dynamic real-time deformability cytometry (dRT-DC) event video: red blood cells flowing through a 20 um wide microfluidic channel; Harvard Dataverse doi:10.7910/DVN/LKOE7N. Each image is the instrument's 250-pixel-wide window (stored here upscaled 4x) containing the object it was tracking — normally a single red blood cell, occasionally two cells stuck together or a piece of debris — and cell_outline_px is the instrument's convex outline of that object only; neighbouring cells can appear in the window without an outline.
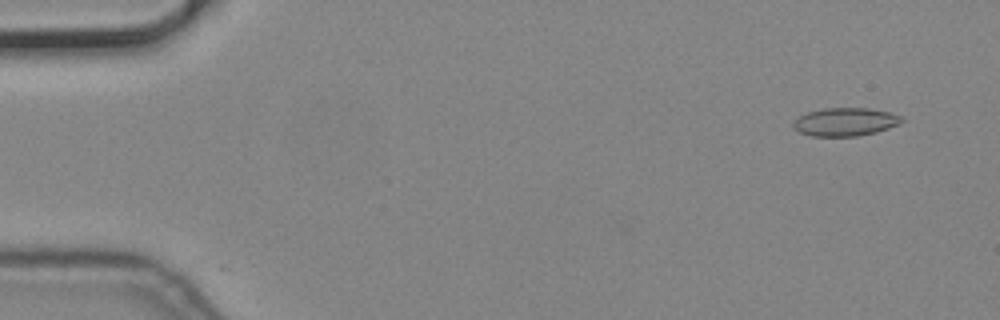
{"species": "common noctule bat (a hibernating species)", "species_latin": "Nyctalus noctula", "temperature_condition": "cold", "stored_images_in_passage": 8, "camera_frame_rate_fps": 3000, "um_per_image_px": 0.085, "animal": {"sex": "male", "body_mass_g": 19.2, "forearm_length_mm": 51.8}, "frame": {"image": 1, "passage_image": 2, "time_ms": 0.333, "image_size_px": [1000, 320], "cell_outline_px": [[904, 120], [900, 124], [876, 132], [856, 136], [812, 136], [800, 132], [792, 124], [800, 116], [808, 112], [824, 108], [868, 108], [888, 112], [904, 116]], "centroid_in_image_um": [71.9, 10.35], "position_along_channel_um": 13.1, "area_um2": 17.69}}
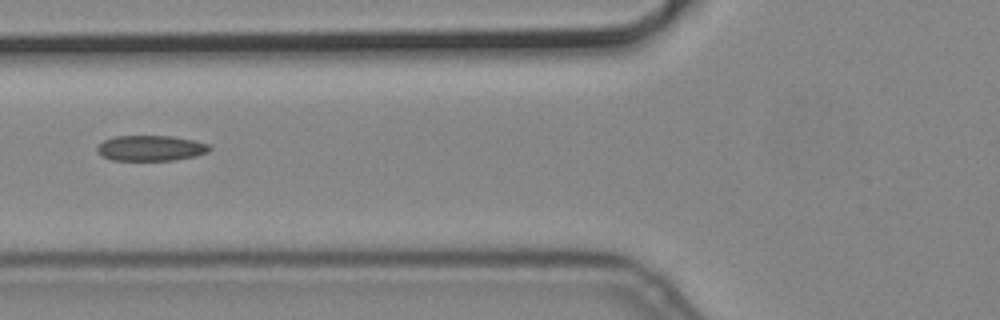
{"frame": {"image": 2, "passage_image": 7, "time_ms": 2.0, "image_size_px": [1000, 320], "cell_outline_px": [[212, 148], [208, 152], [196, 156], [176, 160], [112, 160], [96, 152], [96, 148], [104, 140], [112, 136], [172, 136], [192, 140], [208, 144]], "centroid_in_image_um": [12.81, 12.59], "position_along_channel_um": 113.0, "area_um2": 16.7}}
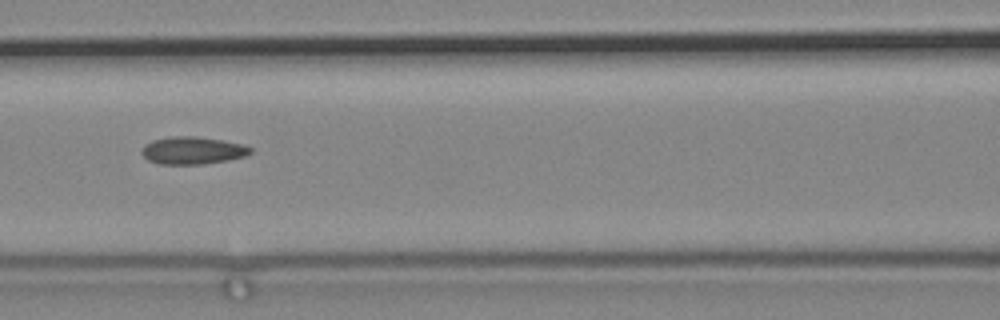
{"frame": {"image": 3, "passage_image": 8, "time_ms": 2.333, "image_size_px": [1000, 320], "cell_outline_px": [[252, 152], [244, 156], [228, 160], [204, 164], [160, 164], [148, 160], [140, 152], [144, 144], [152, 140], [172, 136], [196, 136], [244, 144], [252, 148]], "centroid_in_image_um": [16.35, 12.79], "position_along_channel_um": 150.2, "area_um2": 17.46}}